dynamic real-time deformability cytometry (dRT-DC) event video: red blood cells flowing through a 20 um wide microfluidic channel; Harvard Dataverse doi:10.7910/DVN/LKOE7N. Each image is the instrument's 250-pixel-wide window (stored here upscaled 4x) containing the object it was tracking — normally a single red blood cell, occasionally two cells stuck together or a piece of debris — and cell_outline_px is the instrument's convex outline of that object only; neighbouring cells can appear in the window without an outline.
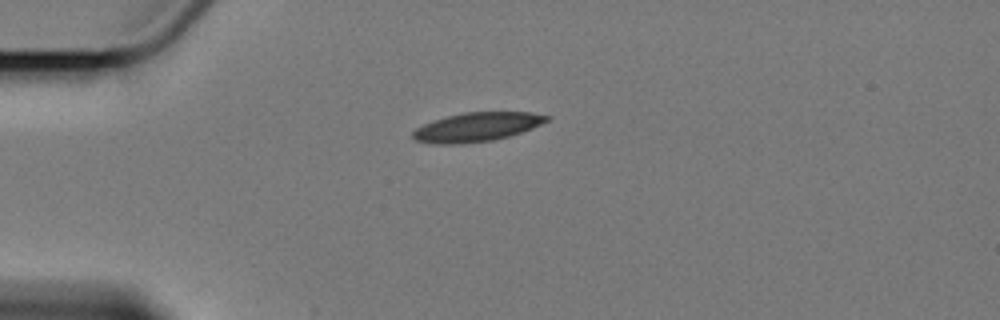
{"species": "Egyptian fruit bat (a non-hibernating species)", "species_latin": "Rousettus aegyptiacus", "temperature_condition": "cold", "stored_images_in_passage": 6, "camera_frame_rate_fps": 3000, "um_per_image_px": 0.085, "animal": {"sex": "female"}, "frame": {"image": 1, "passage_image": 6, "time_ms": 8.667, "image_size_px": [1000, 320], "cell_outline_px": [[552, 116], [548, 120], [532, 128], [508, 136], [492, 140], [452, 144], [440, 144], [416, 140], [412, 136], [412, 132], [416, 128], [432, 120], [464, 112], [532, 112]], "centroid_in_image_um": [40.54, 10.78], "position_along_channel_um": 44.5, "area_um2": 22.31}}